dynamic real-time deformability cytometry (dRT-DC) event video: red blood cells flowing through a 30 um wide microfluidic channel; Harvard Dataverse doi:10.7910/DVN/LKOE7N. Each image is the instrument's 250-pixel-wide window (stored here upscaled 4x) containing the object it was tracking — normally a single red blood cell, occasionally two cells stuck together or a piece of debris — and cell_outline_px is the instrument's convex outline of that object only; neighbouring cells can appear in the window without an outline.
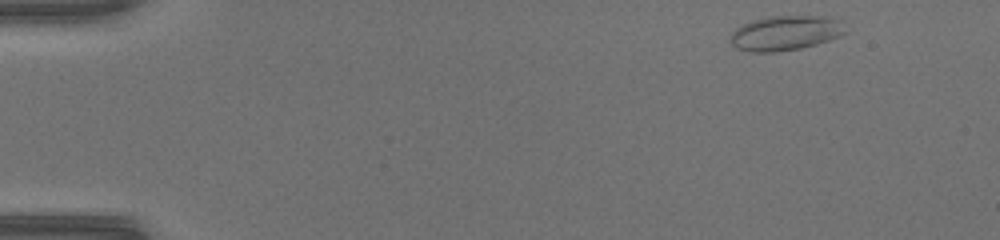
{"species": "common noctule bat (a hibernating species)", "species_latin": "Nyctalus noctula", "temperature_condition": "warm", "stored_images_in_passage": 42, "camera_frame_rate_fps": 3000, "um_per_image_px": 0.085, "animal": {"sex": "female", "body_mass_g": 17.0, "forearm_length_mm": 48.0}, "frame": {"image": 1, "passage_image": 2, "time_ms": 0.333, "image_size_px": [1000, 240], "cell_outline_px": [[848, 32], [840, 36], [816, 44], [800, 48], [776, 52], [752, 52], [736, 48], [732, 44], [732, 32], [736, 28], [752, 20], [768, 16], [828, 16], [840, 20]], "centroid_in_image_um": [66.8, 2.8], "position_along_channel_um": 18.2, "area_um2": 23.29}}
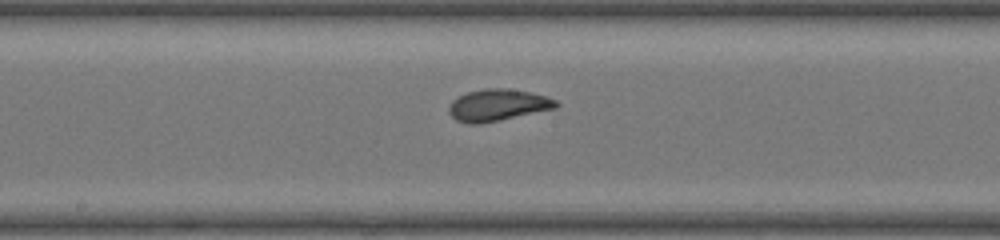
{"frame": {"image": 2, "passage_image": 24, "time_ms": 7.667, "image_size_px": [1000, 240], "cell_outline_px": [[560, 104], [556, 108], [500, 120], [480, 124], [468, 124], [456, 120], [448, 112], [448, 108], [452, 100], [468, 92], [484, 88], [508, 88], [528, 92], [544, 96], [556, 100]], "centroid_in_image_um": [42.29, 8.94], "position_along_channel_um": 205.9, "area_um2": 19.77}}
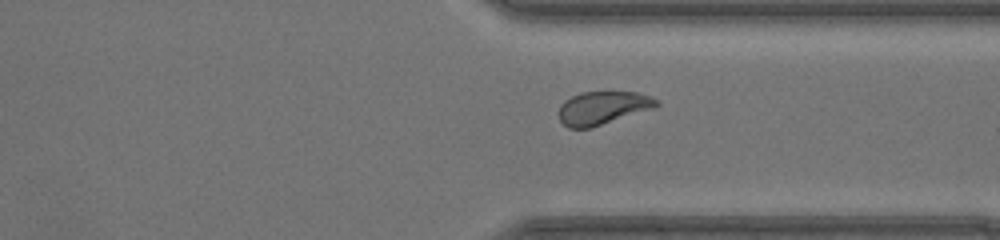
{"frame": {"image": 3, "passage_image": 35, "time_ms": 11.333, "image_size_px": [1000, 240], "cell_outline_px": [[660, 104], [656, 108], [592, 128], [568, 128], [560, 120], [560, 104], [564, 100], [580, 92], [636, 92], [652, 96]], "centroid_in_image_um": [51.27, 9.17], "position_along_channel_um": 360.1, "area_um2": 19.07}, "authors_computed_cell_mechanics": {"area_um2": 19.7676, "velocity_mm_per_s": 4.2147, "shape_relaxation_time_tau1_ms": 4.3504, "shape_relaxation_time_tau2_ms": 0.9159, "deformation_change_tau1": 0.1345, "deformation_change_tau2": 0.0555}}